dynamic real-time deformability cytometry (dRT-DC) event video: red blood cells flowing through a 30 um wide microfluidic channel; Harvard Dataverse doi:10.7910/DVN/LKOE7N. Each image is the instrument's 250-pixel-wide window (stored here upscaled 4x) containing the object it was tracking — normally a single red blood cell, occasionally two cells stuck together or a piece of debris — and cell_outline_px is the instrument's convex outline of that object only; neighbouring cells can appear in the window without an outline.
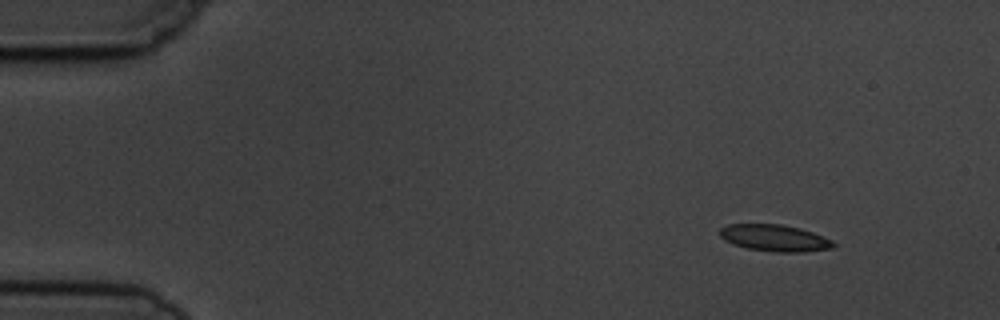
{"species": "common noctule bat (a hibernating species)", "species_latin": "Nyctalus noctula", "temperature_condition": "cold", "stored_images_in_passage": 5, "camera_frame_rate_fps": 3000, "um_per_image_px": 0.085, "animal": {"sex": "male", "body_mass_g": 19.5, "forearm_length_mm": 54.6}, "frame": {"image": 1, "passage_image": 2, "time_ms": 1.333, "image_size_px": [1000, 320], "cell_outline_px": [[836, 244], [832, 248], [804, 252], [776, 252], [748, 248], [732, 244], [724, 240], [720, 236], [720, 228], [728, 224], [780, 224], [800, 228], [824, 236], [832, 240]], "centroid_in_image_um": [65.85, 20.23], "position_along_channel_um": 19.2, "area_um2": 17.69}}
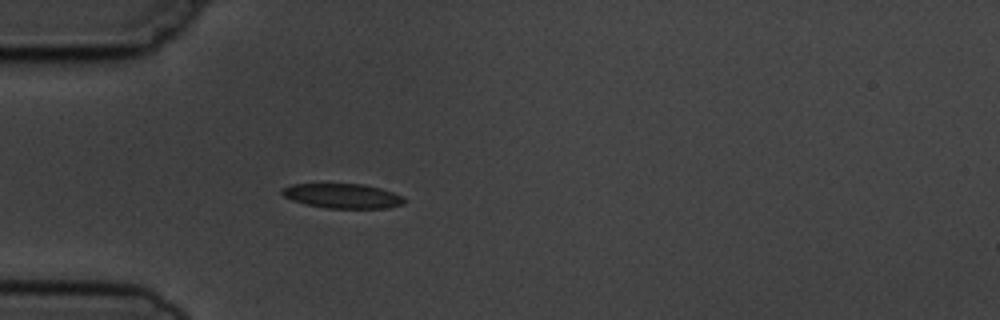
{"frame": {"image": 2, "passage_image": 5, "time_ms": 4.667, "image_size_px": [1000, 320], "cell_outline_px": [[404, 204], [384, 208], [328, 208], [304, 204], [292, 200], [284, 196], [280, 192], [284, 188], [292, 184], [364, 184], [380, 188], [404, 196]], "centroid_in_image_um": [29.12, 16.65], "position_along_channel_um": 55.9, "area_um2": 17.46}}